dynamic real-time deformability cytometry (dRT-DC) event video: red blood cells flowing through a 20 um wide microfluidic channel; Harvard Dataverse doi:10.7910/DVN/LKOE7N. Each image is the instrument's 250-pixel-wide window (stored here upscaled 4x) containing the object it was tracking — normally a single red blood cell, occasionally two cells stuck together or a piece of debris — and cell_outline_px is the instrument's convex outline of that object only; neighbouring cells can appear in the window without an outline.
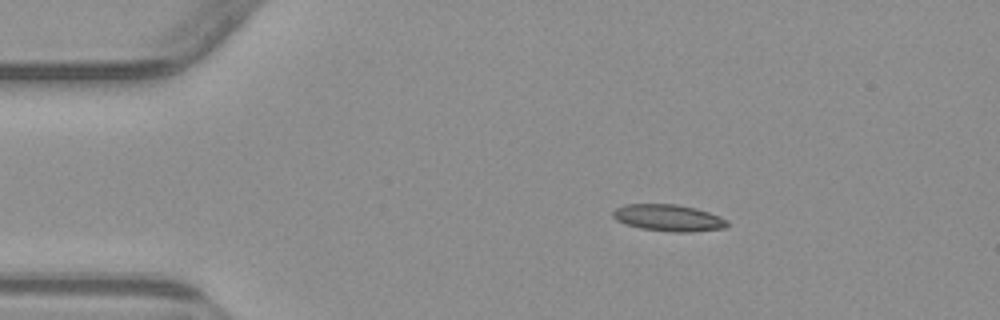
{"species": "common noctule bat (a hibernating species)", "species_latin": "Nyctalus noctula", "temperature_condition": "warm", "stored_images_in_passage": 4, "camera_frame_rate_fps": 3000, "um_per_image_px": 0.085, "animal": {"sex": "male", "body_mass_g": 23.1, "forearm_length_mm": 52.7}, "frame": {"image": 1, "passage_image": 1, "time_ms": 0.0, "image_size_px": [1000, 320], "cell_outline_px": [[728, 224], [724, 228], [692, 232], [672, 232], [640, 228], [624, 224], [616, 220], [612, 216], [612, 212], [616, 208], [624, 204], [676, 204], [696, 208], [720, 216], [728, 220]], "centroid_in_image_um": [56.8, 18.52], "position_along_channel_um": 28.2, "area_um2": 17.92}}
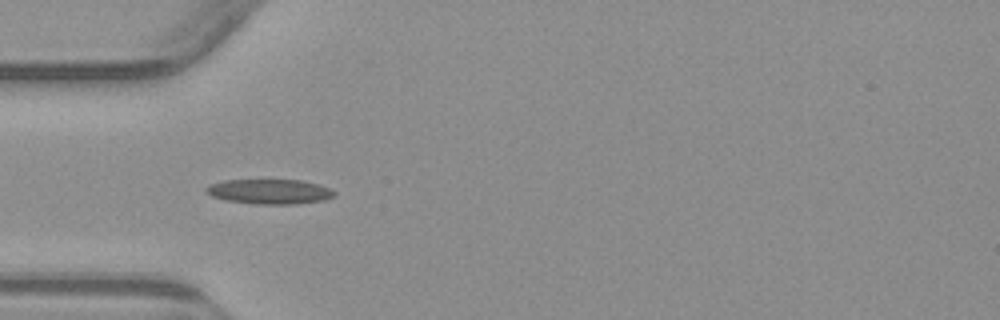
{"frame": {"image": 2, "passage_image": 3, "time_ms": 2.333, "image_size_px": [1000, 320], "cell_outline_px": [[336, 196], [324, 200], [292, 204], [260, 204], [228, 200], [212, 196], [204, 192], [204, 188], [212, 184], [224, 180], [304, 180], [320, 184], [332, 188], [336, 192]], "centroid_in_image_um": [22.98, 16.27], "position_along_channel_um": 62.0, "area_um2": 18.61}}
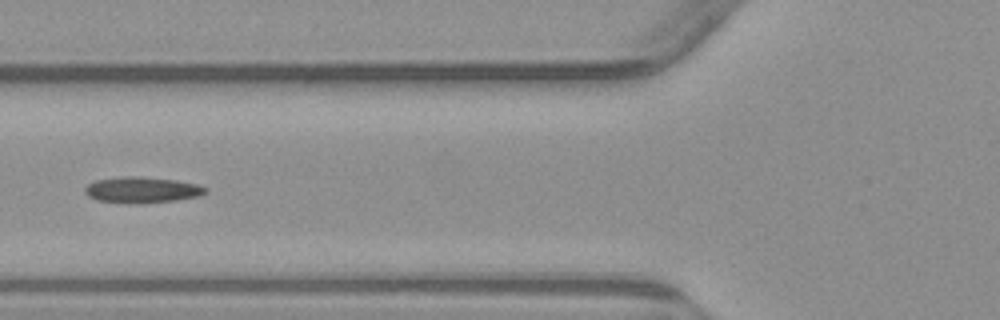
{"frame": {"image": 3, "passage_image": 4, "time_ms": 3.667, "image_size_px": [1000, 320], "cell_outline_px": [[208, 192], [200, 196], [176, 200], [96, 200], [88, 196], [84, 192], [84, 188], [88, 184], [96, 180], [128, 176], [136, 176], [176, 180], [196, 184], [208, 188]], "centroid_in_image_um": [12.12, 16.08], "position_along_channel_um": 113.7, "area_um2": 17.11}}